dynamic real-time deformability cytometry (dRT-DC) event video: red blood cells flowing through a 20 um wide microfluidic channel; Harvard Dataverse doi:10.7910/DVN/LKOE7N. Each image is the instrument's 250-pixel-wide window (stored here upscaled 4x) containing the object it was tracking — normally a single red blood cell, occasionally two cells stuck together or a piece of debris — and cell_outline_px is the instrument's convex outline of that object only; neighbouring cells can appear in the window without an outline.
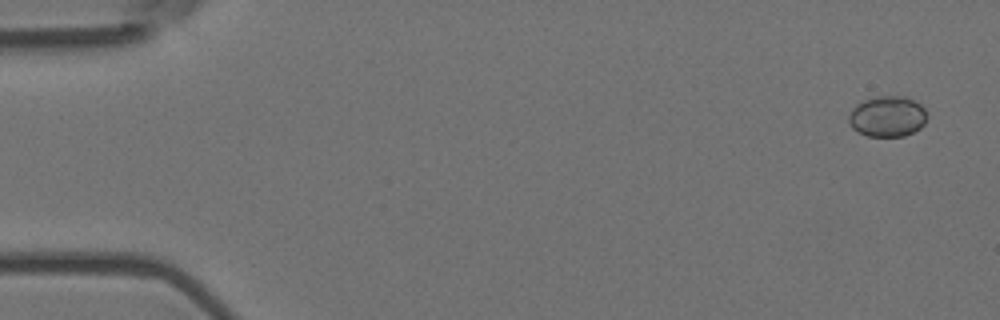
{"species": "Egyptian fruit bat (a non-hibernating species)", "species_latin": "Rousettus aegyptiacus", "temperature_condition": "room temperature", "stored_images_in_passage": 5, "camera_frame_rate_fps": 3000, "um_per_image_px": 0.085, "animal": {"sex": "female"}, "frame": {"image": 1, "passage_image": 1, "time_ms": 0.0, "image_size_px": [1000, 320], "cell_outline_px": [[928, 116], [924, 124], [920, 128], [904, 136], [868, 136], [852, 128], [848, 120], [848, 116], [852, 108], [856, 104], [864, 100], [876, 96], [904, 96], [920, 104], [924, 108]], "centroid_in_image_um": [75.43, 9.89], "position_along_channel_um": 9.6, "area_um2": 18.61}}
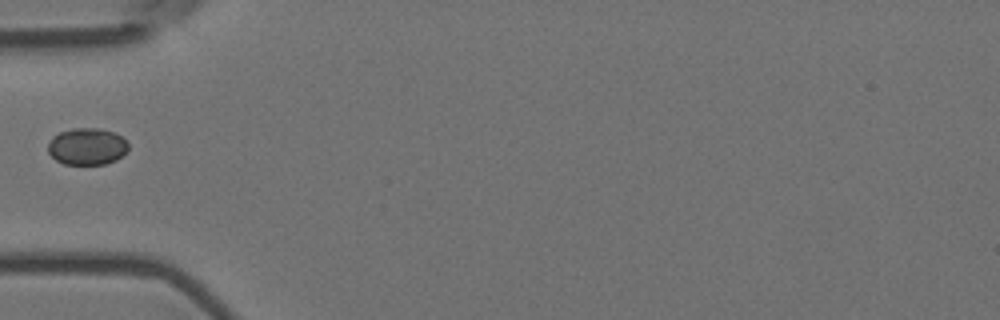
{"frame": {"image": 2, "passage_image": 5, "time_ms": 1.333, "image_size_px": [1000, 320], "cell_outline_px": [[128, 148], [116, 160], [104, 164], [64, 164], [56, 160], [48, 152], [48, 144], [52, 136], [60, 132], [72, 128], [100, 128], [112, 132], [120, 136], [128, 144]], "centroid_in_image_um": [7.36, 12.44], "position_along_channel_um": 77.6, "area_um2": 17.11}}